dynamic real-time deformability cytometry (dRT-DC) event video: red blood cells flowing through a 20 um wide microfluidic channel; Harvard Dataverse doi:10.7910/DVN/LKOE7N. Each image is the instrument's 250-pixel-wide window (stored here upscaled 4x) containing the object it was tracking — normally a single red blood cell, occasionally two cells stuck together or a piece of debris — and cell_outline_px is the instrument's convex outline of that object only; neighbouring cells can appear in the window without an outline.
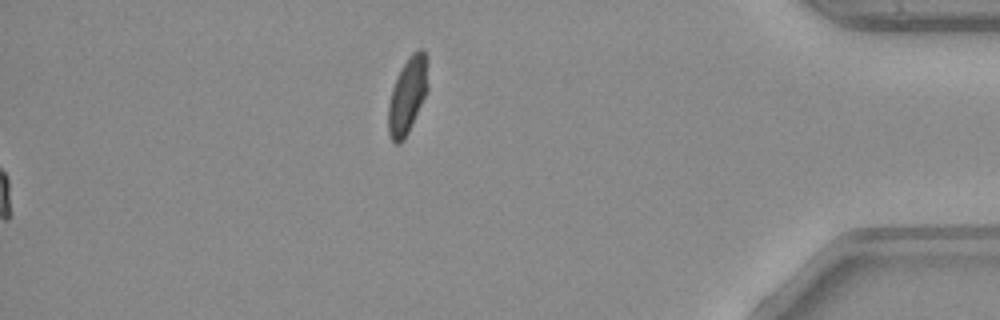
{"species": "common noctule bat (a hibernating species)", "species_latin": "Nyctalus noctula", "temperature_condition": "warm", "stored_images_in_passage": 45, "camera_frame_rate_fps": 3000, "um_per_image_px": 0.085, "animal": {"sex": "male", "body_mass_g": 23.1, "forearm_length_mm": 52.7}, "frame": {"image": 1, "passage_image": 45, "time_ms": 14.667, "image_size_px": [1000, 320], "cell_outline_px": [[428, 92], [404, 140], [400, 144], [396, 144], [392, 140], [388, 132], [388, 104], [392, 88], [404, 64], [412, 52], [420, 48], [428, 56]], "centroid_in_image_um": [34.67, 8.11], "position_along_channel_um": 400.5, "area_um2": 17.8}, "authors_computed_cell_mechanics": {"area_um2": 17.5134, "velocity_mm_per_s": 4.0332, "shape_relaxation_time_tau1_ms": 3.4461, "shape_relaxation_time_tau2_ms": 2.474, "deformation_change_tau1": 0.1379, "deformation_change_tau2": 0.0533}}